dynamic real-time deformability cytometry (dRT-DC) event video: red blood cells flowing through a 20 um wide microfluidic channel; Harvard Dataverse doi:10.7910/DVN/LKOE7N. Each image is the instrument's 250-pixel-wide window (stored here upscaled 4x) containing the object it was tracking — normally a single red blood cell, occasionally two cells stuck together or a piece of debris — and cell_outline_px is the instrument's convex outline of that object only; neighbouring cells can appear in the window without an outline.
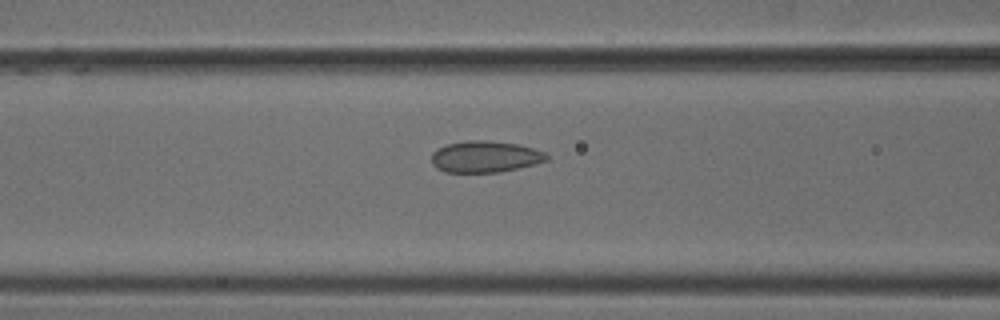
{"species": "common noctule bat (a hibernating species)", "species_latin": "Nyctalus noctula", "temperature_condition": "cold", "stored_images_in_passage": 14, "camera_frame_rate_fps": 3000, "um_per_image_px": 0.085, "animal": {"sex": "male", "body_mass_g": 18.8}, "frame": {"image": 1, "passage_image": 12, "time_ms": 3.667, "image_size_px": [1000, 320], "cell_outline_px": [[548, 160], [536, 164], [500, 172], [444, 172], [436, 168], [432, 164], [432, 152], [448, 144], [468, 140], [488, 140], [516, 144], [532, 148], [544, 152], [548, 156]], "centroid_in_image_um": [41.23, 13.32], "position_along_channel_um": 125.4, "area_um2": 21.04}}